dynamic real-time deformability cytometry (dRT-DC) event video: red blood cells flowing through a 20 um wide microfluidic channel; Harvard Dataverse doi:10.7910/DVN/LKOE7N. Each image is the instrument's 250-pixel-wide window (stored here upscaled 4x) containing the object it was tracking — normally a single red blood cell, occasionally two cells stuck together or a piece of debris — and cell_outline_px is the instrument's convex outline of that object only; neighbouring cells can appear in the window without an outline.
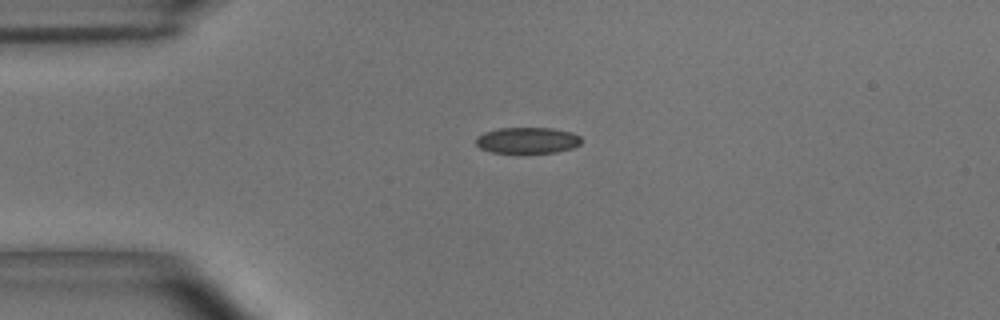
{"species": "common noctule bat (a hibernating species)", "species_latin": "Nyctalus noctula", "temperature_condition": "room temperature", "stored_images_in_passage": 4, "camera_frame_rate_fps": 3000, "um_per_image_px": 0.085, "animal": {"sex": "male", "body_mass_g": 15.6}, "frame": {"image": 1, "passage_image": 1, "time_ms": 0.0, "image_size_px": [1000, 320], "cell_outline_px": [[580, 144], [572, 148], [556, 152], [516, 156], [492, 152], [480, 148], [476, 144], [476, 136], [484, 132], [500, 128], [552, 128], [572, 132], [580, 136]], "centroid_in_image_um": [44.79, 11.98], "position_along_channel_um": 40.2, "area_um2": 16.82}}
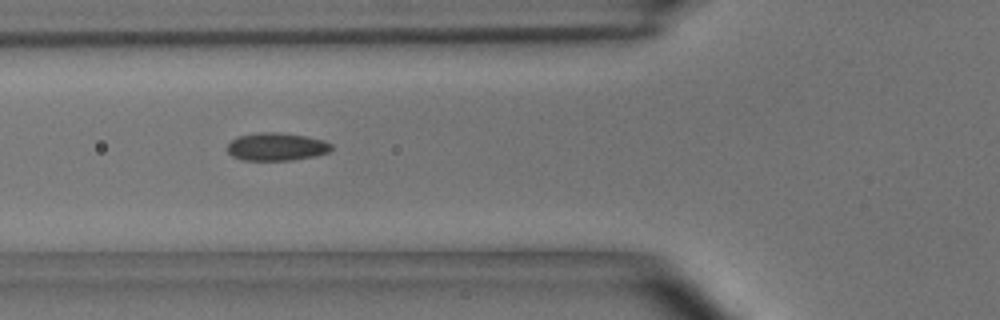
{"frame": {"image": 2, "passage_image": 3, "time_ms": 0.667, "image_size_px": [1000, 320], "cell_outline_px": [[332, 148], [328, 152], [316, 156], [292, 160], [244, 160], [232, 156], [228, 152], [228, 144], [236, 136], [260, 132], [280, 132], [308, 136], [324, 140], [332, 144]], "centroid_in_image_um": [23.52, 12.46], "position_along_channel_um": 102.3, "area_um2": 17.05}}